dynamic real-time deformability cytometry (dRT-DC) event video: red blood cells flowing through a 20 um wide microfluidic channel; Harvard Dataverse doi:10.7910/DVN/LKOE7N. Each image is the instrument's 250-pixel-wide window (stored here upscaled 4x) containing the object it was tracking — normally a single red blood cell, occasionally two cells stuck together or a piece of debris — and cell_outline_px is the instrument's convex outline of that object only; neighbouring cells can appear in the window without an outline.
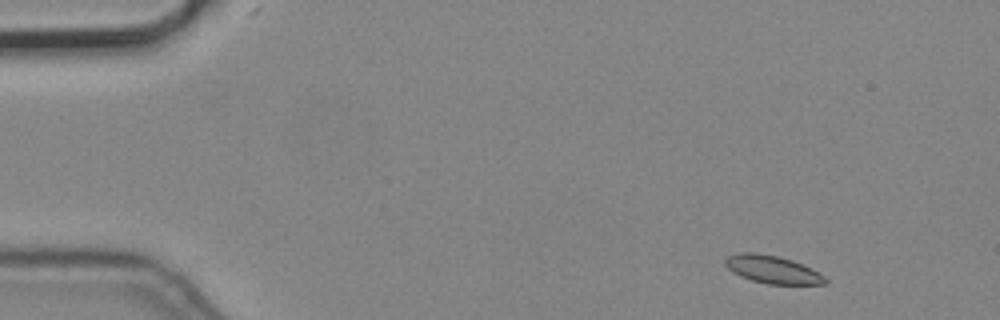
{"species": "common noctule bat (a hibernating species)", "species_latin": "Nyctalus noctula", "temperature_condition": "cold", "stored_images_in_passage": 4, "camera_frame_rate_fps": 3000, "um_per_image_px": 0.085, "animal": {"sex": "male", "body_mass_g": 19.2, "forearm_length_mm": 51.8}, "frame": {"image": 1, "passage_image": 1, "time_ms": 0.0, "image_size_px": [1000, 320], "cell_outline_px": [[828, 284], [768, 284], [752, 280], [740, 276], [732, 272], [724, 264], [724, 260], [728, 256], [740, 252], [756, 252], [776, 256], [792, 260], [824, 276], [828, 280]], "centroid_in_image_um": [65.61, 22.91], "position_along_channel_um": 19.4, "area_um2": 16.01}}
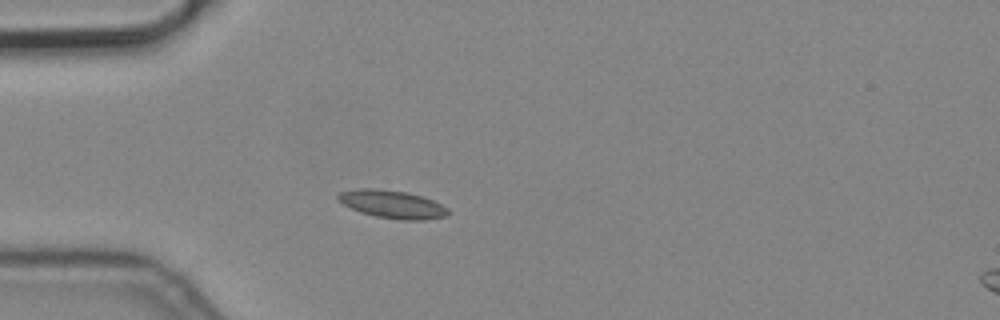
{"frame": {"image": 2, "passage_image": 4, "time_ms": 1.0, "image_size_px": [1000, 320], "cell_outline_px": [[448, 212], [444, 216], [424, 220], [400, 220], [376, 216], [360, 212], [344, 204], [336, 196], [340, 192], [360, 188], [372, 188], [404, 192], [420, 196], [432, 200], [448, 208]], "centroid_in_image_um": [33.33, 17.37], "position_along_channel_um": 51.7, "area_um2": 17.51}}